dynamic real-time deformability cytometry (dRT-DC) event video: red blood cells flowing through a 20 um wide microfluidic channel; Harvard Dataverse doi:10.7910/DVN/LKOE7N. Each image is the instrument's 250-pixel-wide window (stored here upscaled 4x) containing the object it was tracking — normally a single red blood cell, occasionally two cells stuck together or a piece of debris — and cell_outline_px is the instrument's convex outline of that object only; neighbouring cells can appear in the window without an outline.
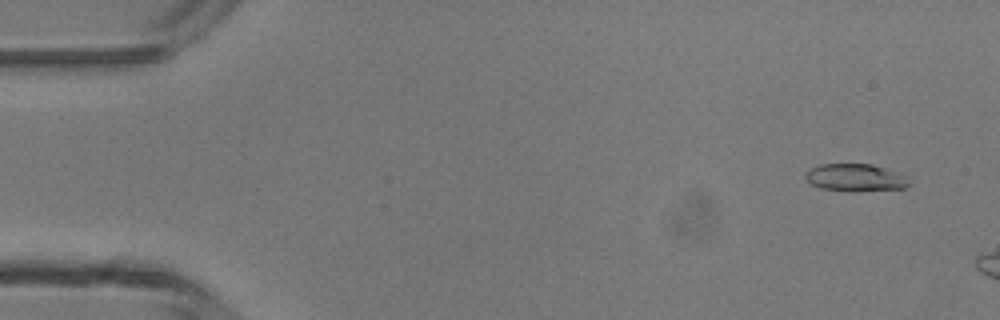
{"species": "common noctule bat (a hibernating species)", "species_latin": "Nyctalus noctula", "temperature_condition": "room temperature", "stored_images_in_passage": 2, "camera_frame_rate_fps": 3000, "um_per_image_px": 0.085, "animal": {"sex": "male", "body_mass_g": 13.3}, "frame": {"image": 1, "passage_image": 1, "time_ms": 0.0, "image_size_px": [1000, 320], "cell_outline_px": [[908, 184], [904, 188], [852, 192], [848, 192], [820, 188], [812, 184], [804, 176], [804, 172], [808, 168], [820, 164], [872, 164], [884, 168], [900, 176]], "centroid_in_image_um": [72.55, 15.1], "position_along_channel_um": 12.5, "area_um2": 16.3}}